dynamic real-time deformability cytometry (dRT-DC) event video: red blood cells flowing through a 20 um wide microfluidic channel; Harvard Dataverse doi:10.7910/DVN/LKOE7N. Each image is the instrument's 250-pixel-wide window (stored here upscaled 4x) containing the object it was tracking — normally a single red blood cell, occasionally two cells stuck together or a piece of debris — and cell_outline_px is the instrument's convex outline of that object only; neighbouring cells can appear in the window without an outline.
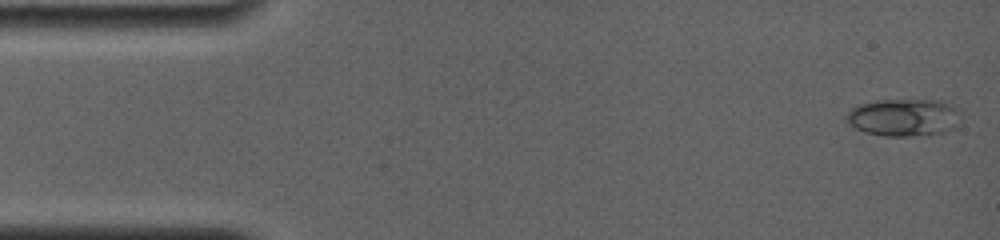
{"species": "common noctule bat (a hibernating species)", "species_latin": "Nyctalus noctula", "temperature_condition": "room temperature", "stored_images_in_passage": 6, "camera_frame_rate_fps": 4000, "um_per_image_px": 0.085, "animal": {"sex": "female", "body_mass_g": 19.0, "forearm_length_mm": 56.7}, "frame": {"image": 1, "passage_image": 1, "time_ms": 0.0, "image_size_px": [1000, 240], "cell_outline_px": [[960, 112], [956, 124], [952, 128], [944, 132], [928, 136], [884, 136], [864, 132], [848, 124], [844, 120], [844, 116], [852, 108], [860, 104], [876, 100], [944, 100], [956, 108]], "centroid_in_image_um": [76.79, 9.99], "position_along_channel_um": 8.2, "area_um2": 25.26}}
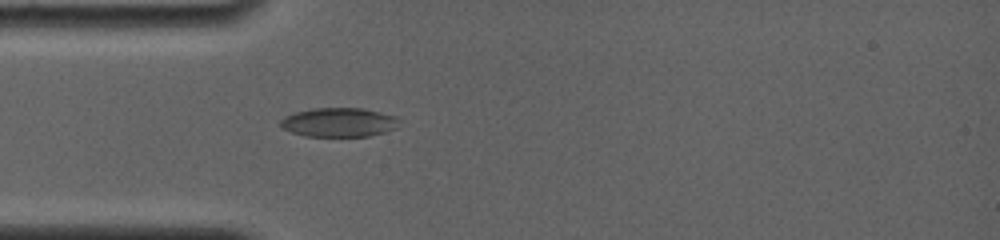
{"frame": {"image": 2, "passage_image": 6, "time_ms": 4.25, "image_size_px": [1000, 240], "cell_outline_px": [[400, 120], [396, 128], [384, 132], [368, 136], [304, 136], [292, 132], [284, 128], [280, 124], [280, 120], [284, 116], [296, 112], [312, 108], [364, 108], [396, 116]], "centroid_in_image_um": [28.82, 10.39], "position_along_channel_um": 56.2, "area_um2": 20.11}}